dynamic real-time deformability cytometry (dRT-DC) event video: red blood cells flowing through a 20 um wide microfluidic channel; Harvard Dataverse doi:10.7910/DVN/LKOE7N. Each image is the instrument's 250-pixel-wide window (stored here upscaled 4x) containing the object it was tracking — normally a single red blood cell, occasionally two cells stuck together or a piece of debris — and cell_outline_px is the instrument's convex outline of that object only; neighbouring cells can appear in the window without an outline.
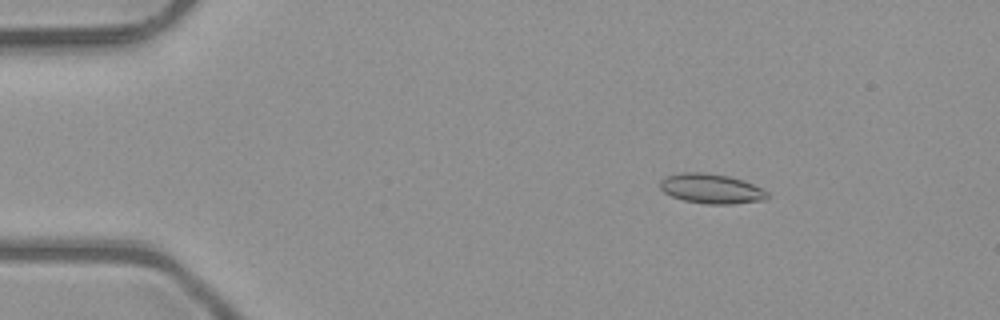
{"species": "common noctule bat (a hibernating species)", "species_latin": "Nyctalus noctula", "temperature_condition": "room temperature", "stored_images_in_passage": 4, "camera_frame_rate_fps": 3000, "um_per_image_px": 0.085, "animal": {"sex": "male", "body_mass_g": 23.1, "forearm_length_mm": 52.7}, "frame": {"image": 1, "passage_image": 2, "time_ms": 0.333, "image_size_px": [1000, 320], "cell_outline_px": [[768, 196], [764, 200], [732, 204], [704, 204], [684, 200], [672, 196], [664, 192], [660, 188], [660, 180], [668, 176], [680, 172], [704, 172], [728, 176], [744, 180], [768, 192]], "centroid_in_image_um": [60.45, 16.03], "position_along_channel_um": 24.6, "area_um2": 18.55}}